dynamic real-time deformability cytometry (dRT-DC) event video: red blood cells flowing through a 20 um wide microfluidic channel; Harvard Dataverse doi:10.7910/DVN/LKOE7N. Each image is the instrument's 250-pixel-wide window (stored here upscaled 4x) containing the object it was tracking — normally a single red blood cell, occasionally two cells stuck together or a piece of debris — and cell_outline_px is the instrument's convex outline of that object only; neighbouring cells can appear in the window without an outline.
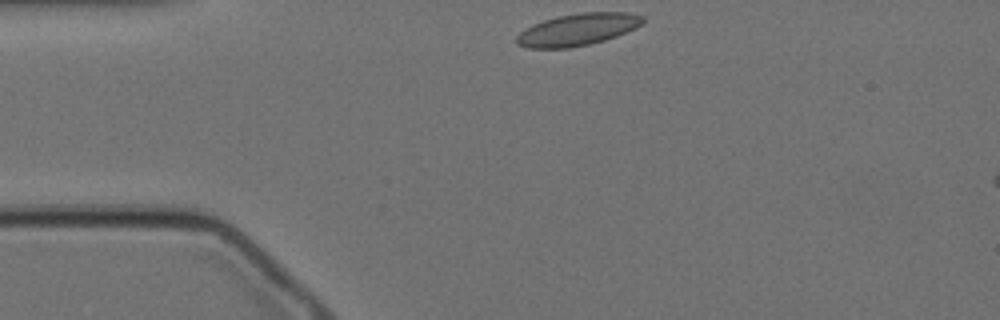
{"species": "Egyptian fruit bat (a non-hibernating species)", "species_latin": "Rousettus aegyptiacus", "temperature_condition": "cold", "stored_images_in_passage": 47, "camera_frame_rate_fps": 3000, "um_per_image_px": 0.085, "animal": {"sex": "female"}, "frame": {"image": 1, "passage_image": 1, "time_ms": 0.0, "image_size_px": [1000, 320], "cell_outline_px": [[644, 20], [636, 28], [616, 36], [604, 40], [588, 44], [568, 48], [528, 48], [516, 44], [516, 36], [520, 32], [532, 24], [556, 16], [580, 12], [632, 12], [644, 16]], "centroid_in_image_um": [49.1, 2.5], "position_along_channel_um": 35.9, "area_um2": 23.64}}
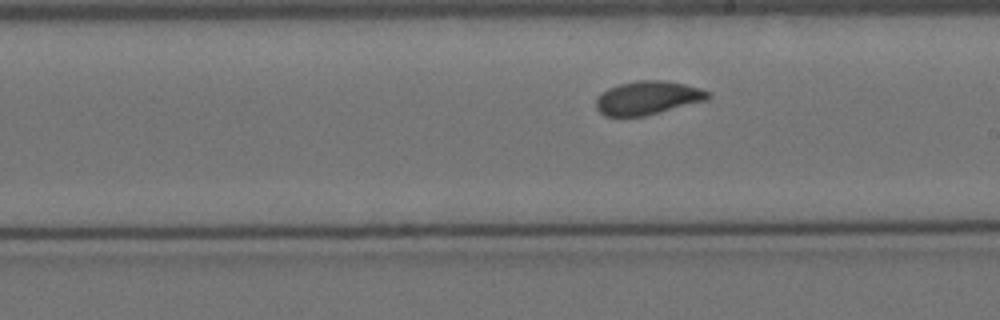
{"frame": {"image": 2, "passage_image": 21, "time_ms": 6.667, "image_size_px": [1000, 320], "cell_outline_px": [[712, 96], [708, 100], [644, 116], [604, 116], [596, 108], [596, 96], [608, 88], [620, 84], [640, 80], [664, 80], [684, 84], [700, 88], [712, 92]], "centroid_in_image_um": [55.08, 8.31], "position_along_channel_um": 233.9, "area_um2": 22.02}}
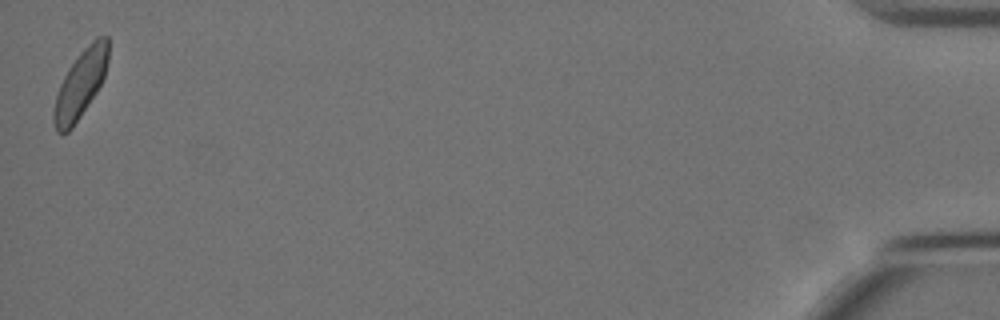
{"frame": {"image": 3, "passage_image": 47, "time_ms": 15.333, "image_size_px": [1000, 320], "cell_outline_px": [[108, 60], [104, 76], [96, 92], [72, 128], [68, 132], [56, 132], [52, 120], [52, 112], [56, 96], [60, 84], [68, 68], [80, 52], [96, 36], [108, 36]], "centroid_in_image_um": [6.82, 7.14], "position_along_channel_um": 428.4, "area_um2": 21.33}, "authors_computed_cell_mechanics": {"area_um2": 21.7906, "velocity_mm_per_s": 3.3941, "shape_relaxation_time_tau1_ms": 5.7831, "shape_relaxation_time_tau2_ms": 2.1689, "deformation_change_tau1": 0.115, "deformation_change_tau2": 0.0474}}